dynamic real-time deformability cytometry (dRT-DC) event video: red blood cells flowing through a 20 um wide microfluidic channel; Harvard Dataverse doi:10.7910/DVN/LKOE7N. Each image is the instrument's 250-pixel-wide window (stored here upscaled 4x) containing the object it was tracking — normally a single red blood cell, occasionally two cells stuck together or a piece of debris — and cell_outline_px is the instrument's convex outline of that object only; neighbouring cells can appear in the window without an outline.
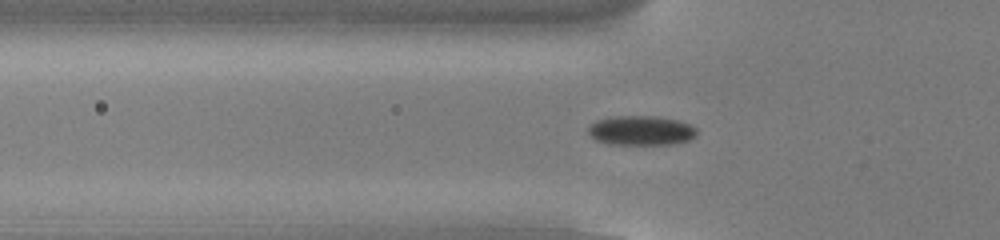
{"species": "common noctule bat (a hibernating species)", "species_latin": "Nyctalus noctula", "temperature_condition": "cold", "stored_images_in_passage": 46, "camera_frame_rate_fps": 3000, "um_per_image_px": 0.085, "animal": {"sex": "male", "body_mass_g": 13.0, "forearm_length_mm": 53.1}, "frame": {"image": 1, "passage_image": 10, "time_ms": 3.0, "image_size_px": [1000, 240], "cell_outline_px": [[696, 136], [688, 140], [672, 144], [608, 144], [596, 140], [588, 132], [588, 128], [596, 120], [616, 116], [656, 116], [680, 120], [696, 128]], "centroid_in_image_um": [54.5, 11.09], "position_along_channel_um": 71.3, "area_um2": 18.61}}
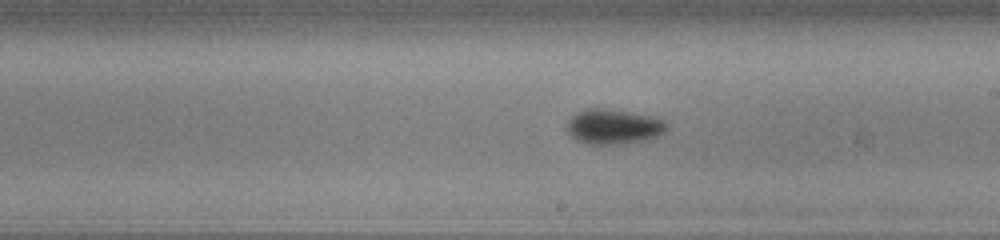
{"frame": {"image": 2, "passage_image": 23, "time_ms": 7.333, "image_size_px": [1000, 240], "cell_outline_px": [[668, 128], [660, 136], [648, 140], [624, 144], [588, 144], [576, 140], [568, 132], [568, 120], [576, 112], [584, 108], [600, 108], [648, 116], [664, 120], [668, 124]], "centroid_in_image_um": [52.16, 10.79], "position_along_channel_um": 236.8, "area_um2": 20.29}}
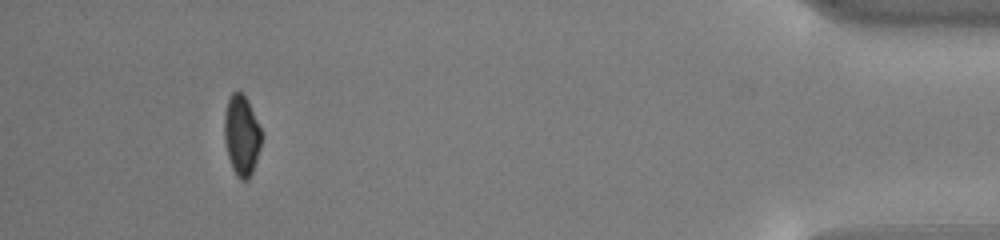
{"frame": {"image": 3, "passage_image": 42, "time_ms": 13.667, "image_size_px": [1000, 240], "cell_outline_px": [[260, 148], [252, 172], [248, 180], [240, 180], [236, 176], [232, 168], [228, 156], [224, 140], [224, 112], [228, 100], [232, 92], [244, 92], [248, 100], [260, 128]], "centroid_in_image_um": [20.51, 11.49], "position_along_channel_um": 414.7, "area_um2": 17.34}, "authors_computed_cell_mechanics": {"area_um2": 18.5249, "velocity_mm_per_s": 3.8219, "shape_relaxation_time_tau1_ms": 2.9332, "shape_relaxation_time_tau2_ms": null, "deformation_change_tau1": 0.0682, "deformation_change_tau2": null}}